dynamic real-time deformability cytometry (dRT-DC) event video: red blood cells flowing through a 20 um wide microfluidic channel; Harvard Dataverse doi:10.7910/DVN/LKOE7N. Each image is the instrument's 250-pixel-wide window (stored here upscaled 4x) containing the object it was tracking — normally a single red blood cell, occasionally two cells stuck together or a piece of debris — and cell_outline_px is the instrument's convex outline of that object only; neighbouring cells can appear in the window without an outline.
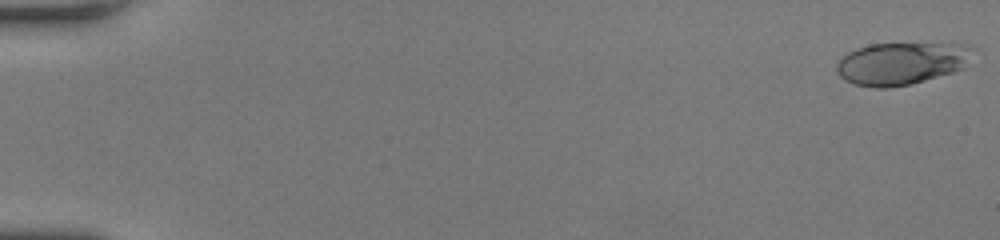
{"species": "human", "species_latin": "Homo sapiens", "temperature_condition": "room temperature", "stored_images_in_passage": 59, "camera_frame_rate_fps": 3000, "um_per_image_px": 0.085, "donor": {"sex": "female"}, "frame": {"image": 1, "passage_image": 1, "time_ms": 0.0, "image_size_px": [1000, 240], "cell_outline_px": [[976, 48], [964, 68], [952, 72], [924, 80], [908, 84], [888, 88], [872, 88], [852, 84], [844, 80], [836, 72], [836, 64], [848, 52], [856, 48], [868, 44], [968, 44]], "centroid_in_image_um": [76.61, 5.39], "position_along_channel_um": 8.4, "area_um2": 33.76}}
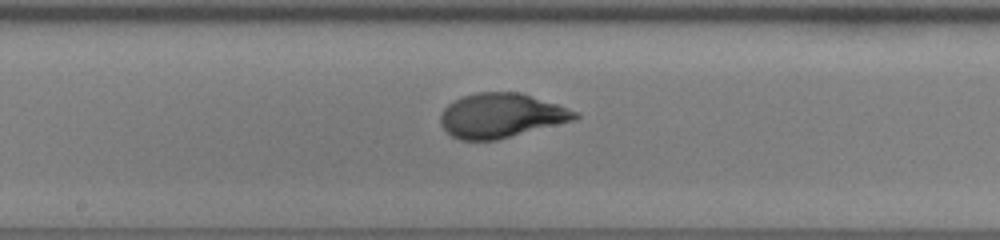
{"frame": {"image": 2, "passage_image": 33, "time_ms": 10.667, "image_size_px": [1000, 240], "cell_outline_px": [[580, 116], [576, 120], [496, 140], [460, 140], [452, 136], [440, 124], [440, 116], [444, 108], [448, 104], [464, 96], [476, 92], [520, 92], [580, 112]], "centroid_in_image_um": [42.61, 9.82], "position_along_channel_um": 205.6, "area_um2": 34.74}}
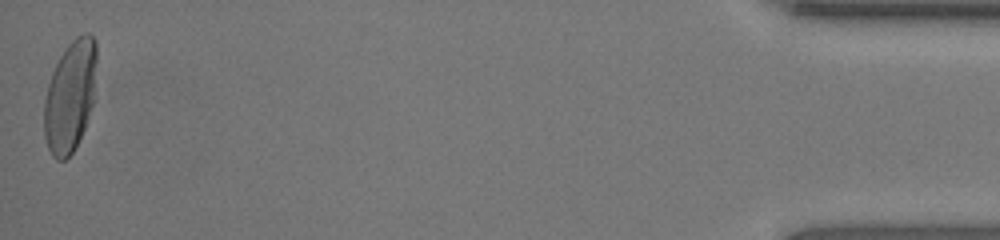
{"frame": {"image": 3, "passage_image": 59, "time_ms": 19.333, "image_size_px": [1000, 240], "cell_outline_px": [[96, 100], [84, 128], [72, 152], [64, 160], [56, 160], [52, 156], [48, 148], [44, 136], [44, 100], [48, 84], [52, 72], [60, 56], [68, 44], [76, 36], [84, 32], [88, 32], [96, 40]], "centroid_in_image_um": [5.99, 8.15], "position_along_channel_um": 429.2, "area_um2": 34.56}, "authors_computed_cell_mechanics": {"area_um2": 33.8708, "velocity_mm_per_s": 3.5721, "shape_relaxation_time_tau1_ms": 4.0337, "shape_relaxation_time_tau2_ms": null, "deformation_change_tau1": 0.2035, "deformation_change_tau2": null}}